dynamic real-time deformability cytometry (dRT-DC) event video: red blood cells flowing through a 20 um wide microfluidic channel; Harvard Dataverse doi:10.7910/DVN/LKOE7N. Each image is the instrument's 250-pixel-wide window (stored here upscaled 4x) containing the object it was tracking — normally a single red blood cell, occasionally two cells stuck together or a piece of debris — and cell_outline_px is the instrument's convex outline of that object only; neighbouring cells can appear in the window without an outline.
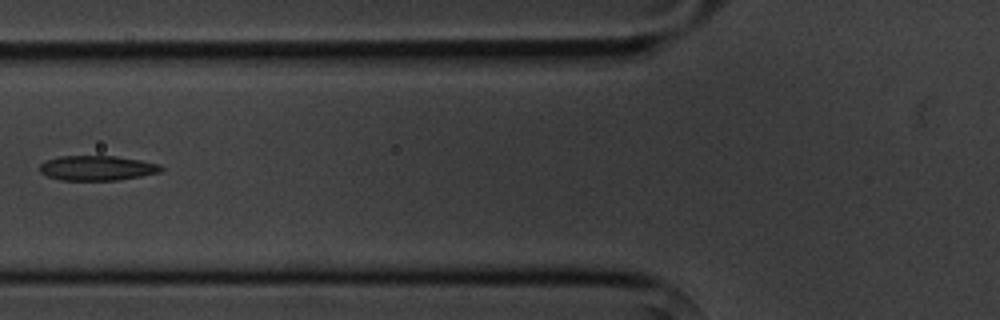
{"species": "common noctule bat (a hibernating species)", "species_latin": "Nyctalus noctula", "temperature_condition": "cold", "stored_images_in_passage": 5, "camera_frame_rate_fps": 3000, "um_per_image_px": 0.085, "animal": {"sex": "male", "body_mass_g": 20.1, "forearm_length_mm": 53.5}, "frame": {"image": 1, "passage_image": 4, "time_ms": 3.667, "image_size_px": [1000, 320], "cell_outline_px": [[164, 168], [160, 172], [140, 176], [116, 180], [60, 180], [48, 176], [40, 172], [40, 164], [44, 160], [60, 156], [116, 156], [140, 160], [160, 164]], "centroid_in_image_um": [8.24, 14.28], "position_along_channel_um": 117.6, "area_um2": 17.57}}
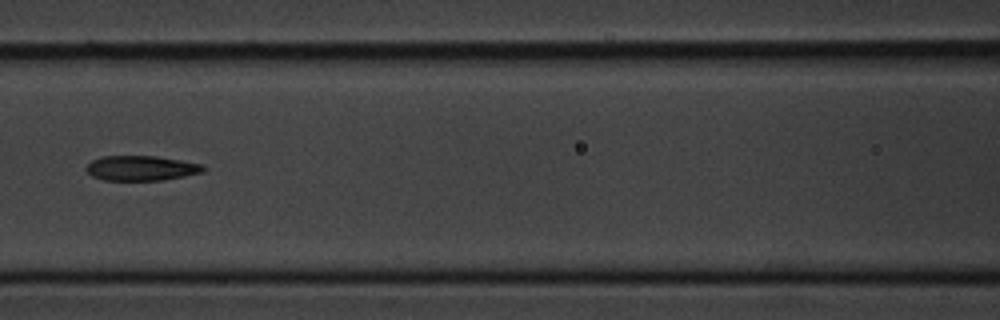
{"frame": {"image": 2, "passage_image": 5, "time_ms": 4.667, "image_size_px": [1000, 320], "cell_outline_px": [[208, 168], [204, 172], [164, 180], [104, 180], [92, 176], [84, 168], [92, 160], [100, 156], [156, 156], [180, 160], [200, 164]], "centroid_in_image_um": [12.0, 14.29], "position_along_channel_um": 154.6, "area_um2": 17.05}}